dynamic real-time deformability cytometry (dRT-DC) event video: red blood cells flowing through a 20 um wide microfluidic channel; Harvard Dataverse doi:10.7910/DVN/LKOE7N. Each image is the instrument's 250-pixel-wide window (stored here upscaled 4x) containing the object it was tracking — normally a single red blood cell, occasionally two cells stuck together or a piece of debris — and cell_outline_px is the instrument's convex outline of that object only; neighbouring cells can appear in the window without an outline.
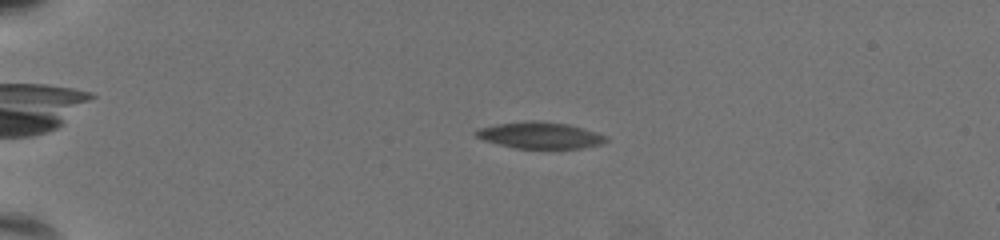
{"species": "common noctule bat (a hibernating species)", "species_latin": "Nyctalus noctula", "temperature_condition": "warm", "stored_images_in_passage": 60, "camera_frame_rate_fps": 3000, "um_per_image_px": 0.085, "animal": {"sex": "female", "body_mass_g": 19.5, "forearm_length_mm": 54.1}, "frame": {"image": 1, "passage_image": 16, "time_ms": 5.0, "image_size_px": [1000, 240], "cell_outline_px": [[608, 140], [600, 144], [580, 148], [516, 148], [484, 140], [476, 136], [476, 132], [480, 128], [500, 124], [532, 120], [568, 124], [604, 136]], "centroid_in_image_um": [45.88, 11.5], "position_along_channel_um": 39.1, "area_um2": 19.31}}
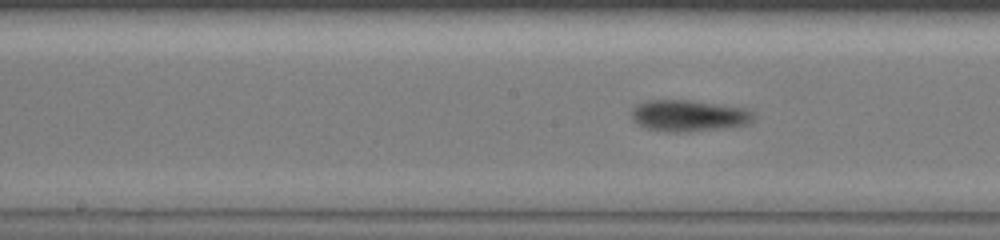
{"frame": {"image": 2, "passage_image": 34, "time_ms": 11.0, "image_size_px": [1000, 240], "cell_outline_px": [[752, 116], [748, 120], [740, 124], [676, 132], [668, 132], [648, 128], [632, 120], [632, 112], [636, 104], [648, 100], [684, 100], [740, 108], [748, 112]], "centroid_in_image_um": [58.32, 9.81], "position_along_channel_um": 189.9, "area_um2": 20.69}}
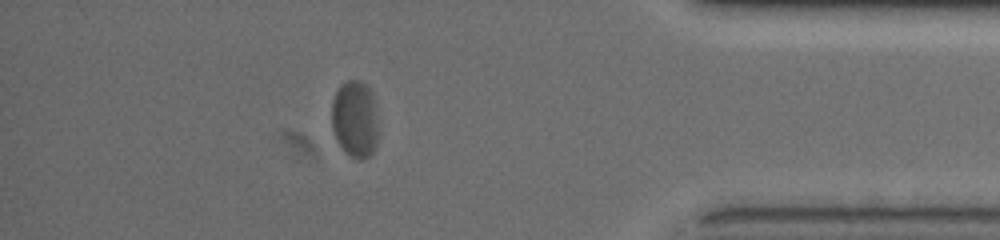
{"frame": {"image": 3, "passage_image": 54, "time_ms": 17.667, "image_size_px": [1000, 240], "cell_outline_px": [[376, 148], [368, 156], [360, 160], [344, 152], [332, 128], [332, 100], [340, 84], [348, 80], [360, 80], [372, 92], [376, 116]], "centroid_in_image_um": [30.15, 10.1], "position_along_channel_um": 405.0, "area_um2": 20.63}, "authors_computed_cell_mechanics": {"area_um2": 20.4901, "velocity_mm_per_s": 3.6403, "shape_relaxation_time_tau1_ms": 5.7107, "shape_relaxation_time_tau2_ms": null, "deformation_change_tau1": 0.1477, "deformation_change_tau2": null}}